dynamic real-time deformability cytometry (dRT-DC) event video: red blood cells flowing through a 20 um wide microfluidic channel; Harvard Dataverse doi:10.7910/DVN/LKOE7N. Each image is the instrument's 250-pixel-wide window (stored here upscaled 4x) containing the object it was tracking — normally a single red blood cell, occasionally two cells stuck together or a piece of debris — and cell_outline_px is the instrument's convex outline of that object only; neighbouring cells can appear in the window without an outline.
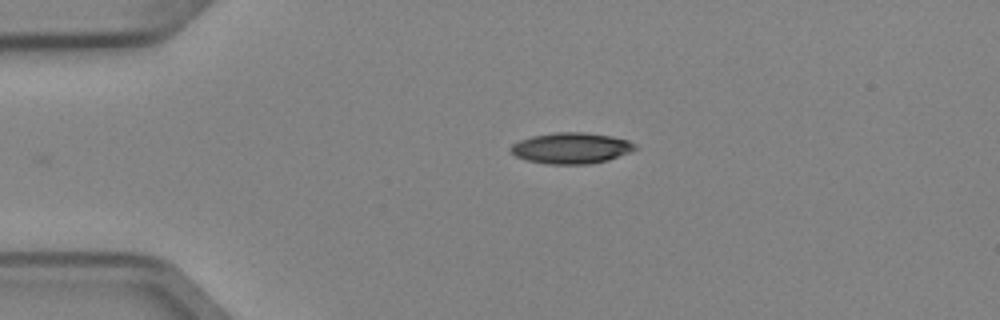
{"species": "Egyptian fruit bat (a non-hibernating species)", "species_latin": "Rousettus aegyptiacus", "temperature_condition": "cold", "stored_images_in_passage": 4, "camera_frame_rate_fps": 3000, "um_per_image_px": 0.085, "animal": {"sex": "female"}, "frame": {"image": 1, "passage_image": 3, "time_ms": 0.667, "image_size_px": [1000, 320], "cell_outline_px": [[636, 148], [628, 152], [608, 160], [588, 164], [544, 164], [528, 160], [516, 156], [508, 148], [512, 144], [520, 140], [532, 136], [556, 132], [584, 132], [612, 136], [628, 140], [636, 144]], "centroid_in_image_um": [48.53, 12.58], "position_along_channel_um": 36.5, "area_um2": 22.37}}